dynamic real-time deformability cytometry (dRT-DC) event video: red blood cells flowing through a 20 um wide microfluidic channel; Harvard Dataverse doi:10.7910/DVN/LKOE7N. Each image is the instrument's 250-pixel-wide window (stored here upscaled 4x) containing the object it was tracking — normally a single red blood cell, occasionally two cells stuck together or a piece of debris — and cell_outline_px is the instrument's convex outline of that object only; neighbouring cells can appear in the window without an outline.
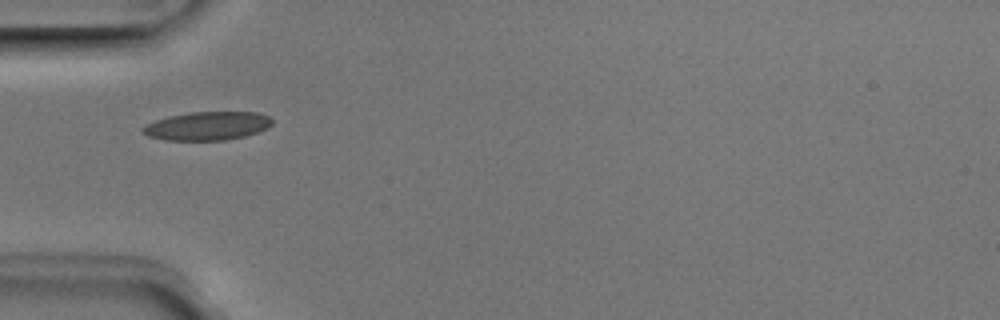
{"species": "Egyptian fruit bat (a non-hibernating species)", "species_latin": "Rousettus aegyptiacus", "temperature_condition": "room temperature", "stored_images_in_passage": 1, "camera_frame_rate_fps": 3000, "um_per_image_px": 0.085, "animal": {"sex": "male"}, "frame": {"image": 1, "passage_image": 1, "time_ms": 0.0, "image_size_px": [1000, 320], "cell_outline_px": [[272, 124], [268, 128], [244, 136], [224, 140], [164, 140], [148, 136], [140, 128], [156, 120], [168, 116], [192, 112], [256, 112], [268, 116], [272, 120]], "centroid_in_image_um": [17.62, 10.7], "position_along_channel_um": 67.4, "area_um2": 21.33}}